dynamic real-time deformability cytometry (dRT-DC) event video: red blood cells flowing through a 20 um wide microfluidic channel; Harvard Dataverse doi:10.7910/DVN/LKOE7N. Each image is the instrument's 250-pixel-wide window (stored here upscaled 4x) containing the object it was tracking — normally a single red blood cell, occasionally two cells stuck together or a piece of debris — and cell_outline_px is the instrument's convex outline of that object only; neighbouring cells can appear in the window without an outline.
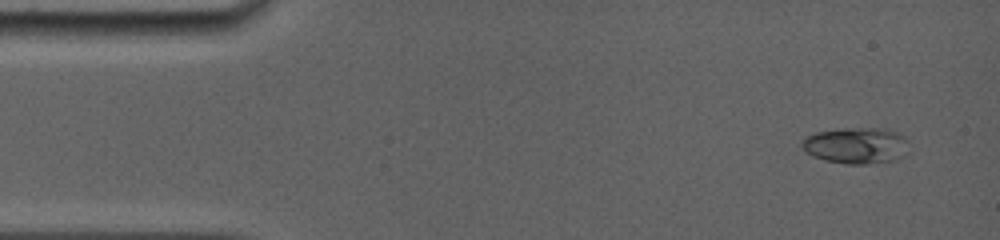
{"species": "common noctule bat (a hibernating species)", "species_latin": "Nyctalus noctula", "temperature_condition": "room temperature", "stored_images_in_passage": 17, "camera_frame_rate_fps": 5000, "um_per_image_px": 0.085, "animal": {"sex": "female", "body_mass_g": 19.0, "forearm_length_mm": 56.7}, "frame": {"image": 1, "passage_image": 1, "time_ms": 0.0, "image_size_px": [1000, 240], "cell_outline_px": [[908, 140], [900, 156], [896, 160], [864, 164], [844, 164], [824, 160], [812, 156], [800, 148], [800, 140], [816, 132], [844, 128], [888, 128], [904, 136]], "centroid_in_image_um": [72.69, 12.36], "position_along_channel_um": 12.3, "area_um2": 22.6}}
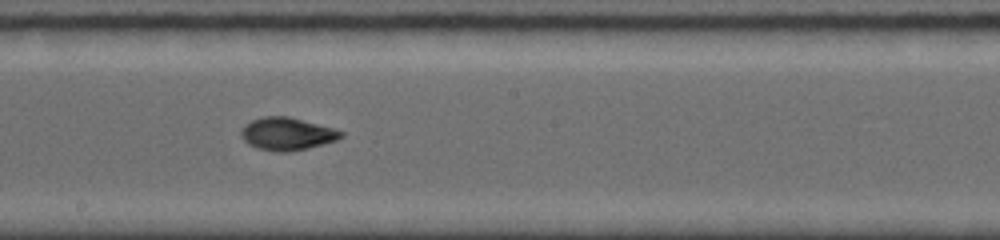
{"frame": {"image": 2, "passage_image": 10, "time_ms": 7.8, "image_size_px": [1000, 240], "cell_outline_px": [[344, 136], [336, 140], [308, 148], [288, 152], [276, 152], [256, 148], [248, 144], [240, 136], [240, 132], [244, 124], [252, 120], [264, 116], [288, 116], [332, 128], [344, 132]], "centroid_in_image_um": [24.36, 11.38], "position_along_channel_um": 223.8, "area_um2": 19.02}}
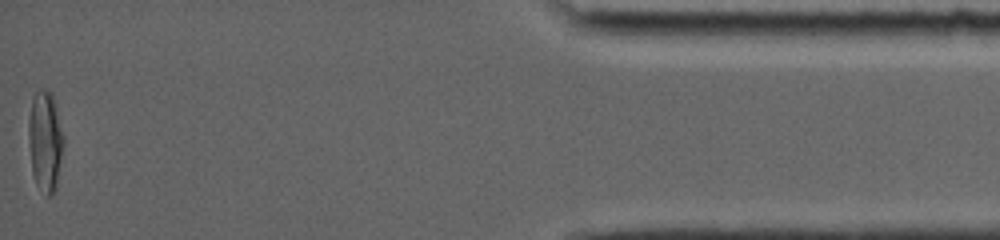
{"frame": {"image": 3, "passage_image": 17, "time_ms": 14.8, "image_size_px": [1000, 240], "cell_outline_px": [[64, 144], [56, 188], [52, 196], [44, 196], [36, 184], [32, 172], [28, 140], [28, 120], [32, 96], [40, 88], [48, 88], [52, 92], [56, 104], [64, 136]], "centroid_in_image_um": [3.84, 11.97], "position_along_channel_um": 431.4, "area_um2": 21.21}, "authors_computed_cell_mechanics": {"area_um2": 18.5538, "velocity_mm_per_s": 3.9749, "shape_relaxation_time_tau1_ms": 7.7392, "shape_relaxation_time_tau2_ms": 0.8488, "deformation_change_tau1": 0.2315, "deformation_change_tau2": 0.0318}}